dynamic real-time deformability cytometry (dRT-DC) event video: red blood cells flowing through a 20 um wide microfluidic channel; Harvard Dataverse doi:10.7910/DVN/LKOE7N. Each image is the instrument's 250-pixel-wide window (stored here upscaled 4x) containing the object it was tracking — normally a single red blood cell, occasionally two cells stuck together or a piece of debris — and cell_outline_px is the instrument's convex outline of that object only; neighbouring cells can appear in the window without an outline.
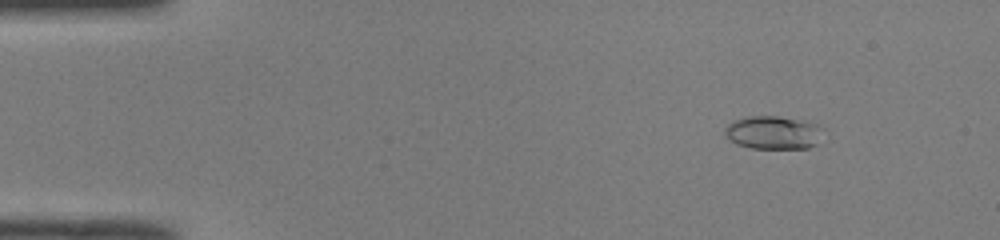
{"species": "common noctule bat (a hibernating species)", "species_latin": "Nyctalus noctula", "temperature_condition": "room temperature", "stored_images_in_passage": 52, "camera_frame_rate_fps": 3000, "um_per_image_px": 0.085, "animal": {"sex": "male", "body_mass_g": 19.0, "forearm_length_mm": 50.8}, "frame": {"image": 1, "passage_image": 7, "time_ms": 2.0, "image_size_px": [1000, 240], "cell_outline_px": [[824, 128], [816, 144], [808, 148], [752, 148], [736, 144], [724, 132], [724, 128], [728, 124], [736, 120], [748, 116], [776, 116], [816, 124]], "centroid_in_image_um": [65.72, 11.27], "position_along_channel_um": 19.3, "area_um2": 18.67}}
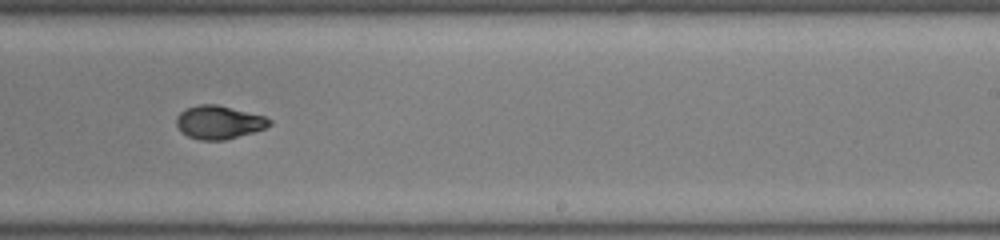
{"frame": {"image": 2, "passage_image": 33, "time_ms": 10.667, "image_size_px": [1000, 240], "cell_outline_px": [[272, 124], [264, 128], [252, 132], [224, 140], [200, 140], [188, 136], [176, 124], [176, 116], [184, 108], [200, 104], [216, 104], [264, 116], [272, 120]], "centroid_in_image_um": [18.59, 10.38], "position_along_channel_um": 270.4, "area_um2": 17.86}}
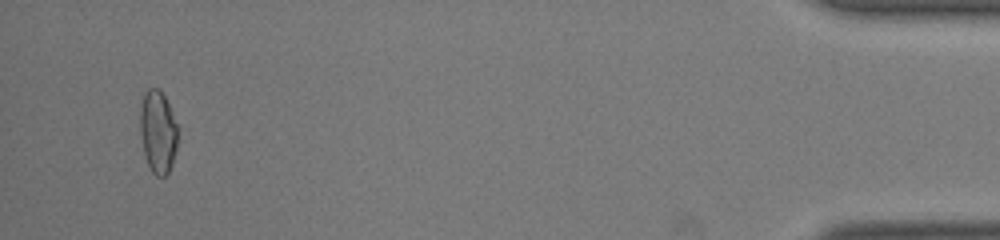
{"frame": {"image": 3, "passage_image": 50, "time_ms": 16.333, "image_size_px": [1000, 240], "cell_outline_px": [[176, 152], [172, 164], [168, 172], [164, 176], [156, 176], [152, 172], [144, 156], [140, 132], [140, 104], [144, 92], [148, 88], [156, 88], [164, 96], [168, 104], [176, 124]], "centroid_in_image_um": [13.39, 11.21], "position_along_channel_um": 421.8, "area_um2": 17.98}, "authors_computed_cell_mechanics": {"area_um2": 18.0914, "velocity_mm_per_s": 4.0168, "shape_relaxation_time_tau1_ms": 7.1197, "shape_relaxation_time_tau2_ms": 1.7614, "deformation_change_tau1": 0.2093, "deformation_change_tau2": 0.0538}}